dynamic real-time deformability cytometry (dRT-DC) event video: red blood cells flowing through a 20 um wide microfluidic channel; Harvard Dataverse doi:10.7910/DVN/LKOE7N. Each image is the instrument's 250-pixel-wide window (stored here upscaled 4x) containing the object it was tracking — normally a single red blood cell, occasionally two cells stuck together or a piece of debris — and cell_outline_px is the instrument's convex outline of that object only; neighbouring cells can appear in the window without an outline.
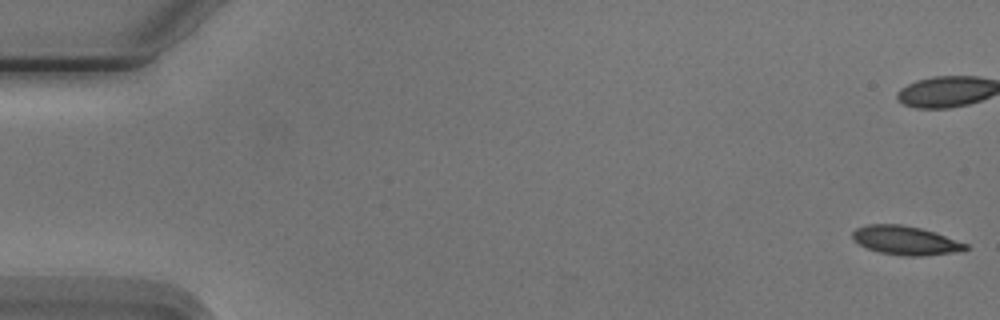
{"species": "Egyptian fruit bat (a non-hibernating species)", "species_latin": "Rousettus aegyptiacus", "temperature_condition": "cold", "stored_images_in_passage": 56, "camera_frame_rate_fps": 3000, "um_per_image_px": 0.085, "animal": {"sex": "male"}, "frame": {"image": 1, "passage_image": 1, "time_ms": 0.0, "image_size_px": [1000, 320], "cell_outline_px": [[968, 248], [952, 252], [920, 256], [900, 256], [880, 252], [868, 248], [852, 240], [852, 232], [856, 228], [868, 224], [900, 224], [920, 228], [936, 232], [968, 244]], "centroid_in_image_um": [76.93, 20.42], "position_along_channel_um": 8.1, "area_um2": 18.9}, "authors_computed_cell_mechanics": {"area_um2": 19.6809, "velocity_mm_per_s": 3.7397, "shape_relaxation_time_tau1_ms": 4.7421, "shape_relaxation_time_tau2_ms": 2.4133, "deformation_change_tau1": 0.1203, "deformation_change_tau2": 0.084}}